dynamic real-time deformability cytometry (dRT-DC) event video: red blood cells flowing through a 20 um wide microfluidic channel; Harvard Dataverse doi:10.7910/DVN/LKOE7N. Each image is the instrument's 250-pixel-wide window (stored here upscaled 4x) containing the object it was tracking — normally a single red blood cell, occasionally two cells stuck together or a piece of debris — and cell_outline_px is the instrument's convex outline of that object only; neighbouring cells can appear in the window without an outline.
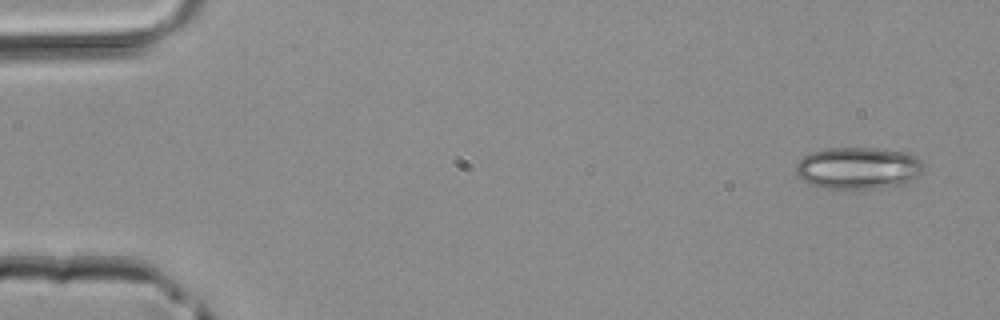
{"species": "common noctule bat (a hibernating species)", "species_latin": "Nyctalus noctula", "temperature_condition": "room temperature", "stored_images_in_passage": 3, "camera_frame_rate_fps": 3000, "um_per_image_px": 0.085, "animal": {"sex": "male", "body_mass_g": 20.4}, "frame": {"image": 1, "passage_image": 1, "time_ms": 0.0, "image_size_px": [1000, 320], "cell_outline_px": [[924, 172], [916, 180], [904, 184], [884, 188], [828, 188], [808, 184], [796, 172], [796, 164], [804, 156], [812, 152], [828, 148], [872, 148], [908, 152], [916, 156], [924, 164]], "centroid_in_image_um": [73.04, 14.29], "position_along_channel_um": 12.0, "area_um2": 31.5}}